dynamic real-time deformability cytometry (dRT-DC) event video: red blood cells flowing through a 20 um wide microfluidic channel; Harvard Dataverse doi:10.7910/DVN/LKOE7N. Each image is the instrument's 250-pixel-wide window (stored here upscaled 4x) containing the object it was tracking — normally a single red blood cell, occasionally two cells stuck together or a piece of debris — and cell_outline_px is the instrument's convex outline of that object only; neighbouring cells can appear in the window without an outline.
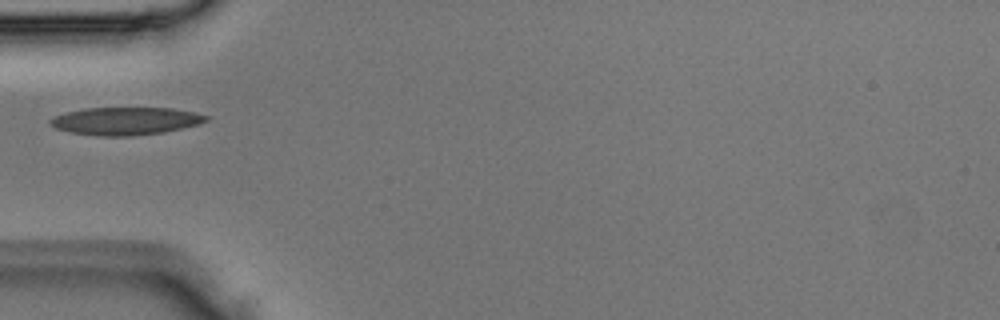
{"species": "Egyptian fruit bat (a non-hibernating species)", "species_latin": "Rousettus aegyptiacus", "temperature_condition": "room temperature", "stored_images_in_passage": 1, "camera_frame_rate_fps": 3000, "um_per_image_px": 0.085, "animal": {"sex": "male"}, "frame": {"image": 1, "passage_image": 1, "time_ms": 0.0, "image_size_px": [1000, 320], "cell_outline_px": [[212, 116], [208, 120], [200, 124], [164, 132], [132, 136], [100, 136], [72, 132], [56, 128], [48, 124], [48, 120], [56, 116], [68, 112], [84, 108], [172, 108], [196, 112]], "centroid_in_image_um": [10.74, 10.28], "position_along_channel_um": 74.3, "area_um2": 25.26}}